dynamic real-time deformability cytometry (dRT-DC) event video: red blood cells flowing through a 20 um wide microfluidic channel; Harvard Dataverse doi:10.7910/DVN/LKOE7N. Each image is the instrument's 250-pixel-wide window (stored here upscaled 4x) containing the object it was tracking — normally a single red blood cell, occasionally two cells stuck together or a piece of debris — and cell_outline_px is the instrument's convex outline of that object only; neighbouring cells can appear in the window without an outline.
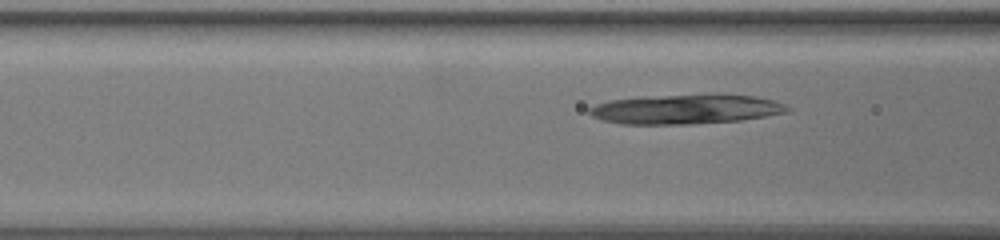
{"species": "common noctule bat (a hibernating species)", "species_latin": "Nyctalus noctula", "temperature_condition": "warm", "stored_images_in_passage": 32, "camera_frame_rate_fps": 3000, "um_per_image_px": 0.085, "animal": {"sex": "female", "body_mass_g": 19.5, "forearm_length_mm": 54.1}, "frame": {"image": 1, "passage_image": 9, "time_ms": 2.667, "image_size_px": [1000, 240], "cell_outline_px": [[792, 108], [788, 112], [740, 120], [692, 124], [620, 124], [604, 120], [592, 116], [588, 112], [588, 108], [596, 104], [608, 100], [640, 96], [756, 96], [772, 100], [784, 104]], "centroid_in_image_um": [58.22, 9.3], "position_along_channel_um": 108.4, "area_um2": 33.47}}
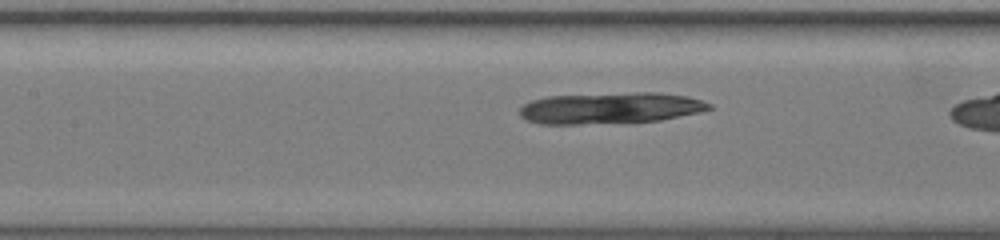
{"frame": {"image": 2, "passage_image": 13, "time_ms": 4.0, "image_size_px": [1000, 240], "cell_outline_px": [[712, 108], [700, 112], [660, 120], [580, 124], [540, 124], [524, 120], [520, 116], [520, 108], [524, 104], [532, 100], [548, 96], [632, 92], [660, 92], [688, 96], [712, 104]], "centroid_in_image_um": [51.86, 9.18], "position_along_channel_um": 155.5, "area_um2": 34.62}}